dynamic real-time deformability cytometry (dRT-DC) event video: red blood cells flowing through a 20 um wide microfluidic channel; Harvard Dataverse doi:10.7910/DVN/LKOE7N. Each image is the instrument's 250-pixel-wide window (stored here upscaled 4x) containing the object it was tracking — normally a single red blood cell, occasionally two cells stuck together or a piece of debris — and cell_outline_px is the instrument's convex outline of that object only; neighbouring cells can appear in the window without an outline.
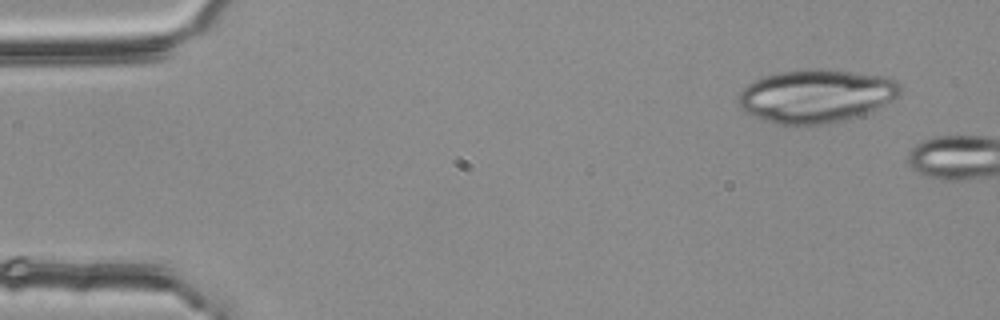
{"species": "common noctule bat (a hibernating species)", "species_latin": "Nyctalus noctula", "temperature_condition": "room temperature", "stored_images_in_passage": 4, "camera_frame_rate_fps": 3000, "um_per_image_px": 0.085, "animal": {"sex": "female", "body_mass_g": 25.1}, "frame": {"image": 1, "passage_image": 1, "time_ms": 0.0, "image_size_px": [1000, 320], "cell_outline_px": [[904, 84], [900, 96], [868, 112], [848, 120], [824, 124], [776, 124], [764, 120], [744, 112], [740, 108], [736, 100], [736, 96], [752, 80], [764, 76], [780, 72], [812, 68], [816, 68], [884, 76], [896, 80]], "centroid_in_image_um": [69.36, 8.16], "position_along_channel_um": 15.6, "area_um2": 50.58}}